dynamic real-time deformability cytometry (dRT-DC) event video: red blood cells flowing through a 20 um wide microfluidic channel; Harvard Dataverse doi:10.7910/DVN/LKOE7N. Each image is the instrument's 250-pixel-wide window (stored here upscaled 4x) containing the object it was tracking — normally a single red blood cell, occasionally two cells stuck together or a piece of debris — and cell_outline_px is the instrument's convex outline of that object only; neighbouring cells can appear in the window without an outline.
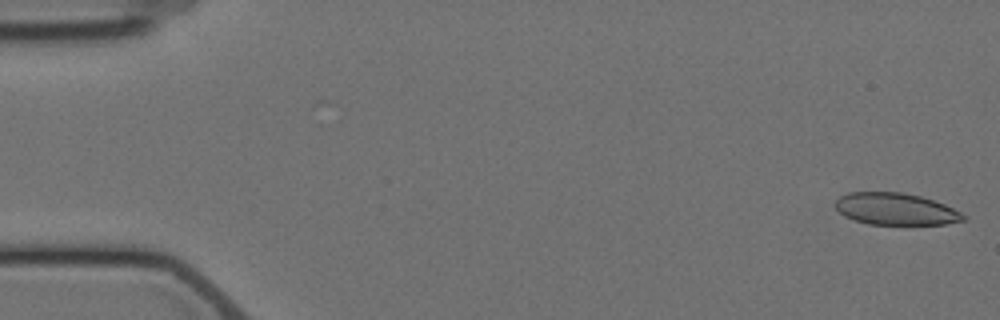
{"species": "Egyptian fruit bat (a non-hibernating species)", "species_latin": "Rousettus aegyptiacus", "temperature_condition": "cold", "stored_images_in_passage": 5, "camera_frame_rate_fps": 3000, "um_per_image_px": 0.085, "animal": {"sex": "female"}, "frame": {"image": 1, "passage_image": 1, "time_ms": 0.0, "image_size_px": [1000, 320], "cell_outline_px": [[968, 216], [964, 220], [944, 224], [868, 224], [844, 216], [836, 208], [836, 200], [840, 196], [848, 192], [900, 192], [920, 196], [944, 204]], "centroid_in_image_um": [76.12, 17.76], "position_along_channel_um": 8.9, "area_um2": 23.58}}
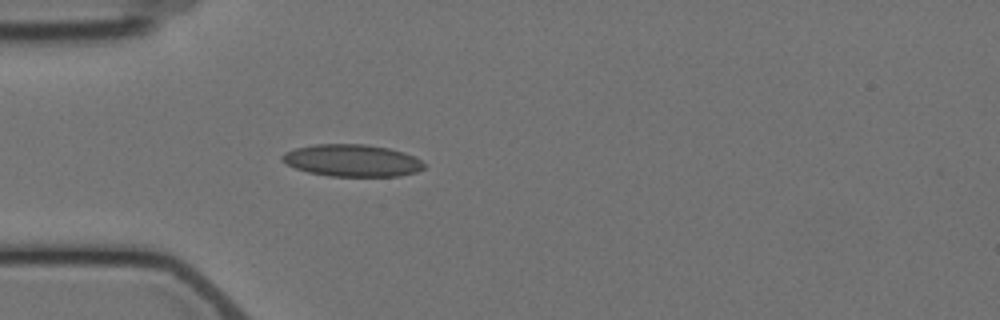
{"frame": {"image": 2, "passage_image": 5, "time_ms": 5.0, "image_size_px": [1000, 320], "cell_outline_px": [[428, 164], [424, 168], [416, 172], [400, 176], [328, 176], [308, 172], [296, 168], [280, 160], [280, 156], [284, 152], [296, 148], [316, 144], [364, 144], [388, 148], [404, 152], [416, 156]], "centroid_in_image_um": [29.97, 13.64], "position_along_channel_um": 55.0, "area_um2": 26.76}}